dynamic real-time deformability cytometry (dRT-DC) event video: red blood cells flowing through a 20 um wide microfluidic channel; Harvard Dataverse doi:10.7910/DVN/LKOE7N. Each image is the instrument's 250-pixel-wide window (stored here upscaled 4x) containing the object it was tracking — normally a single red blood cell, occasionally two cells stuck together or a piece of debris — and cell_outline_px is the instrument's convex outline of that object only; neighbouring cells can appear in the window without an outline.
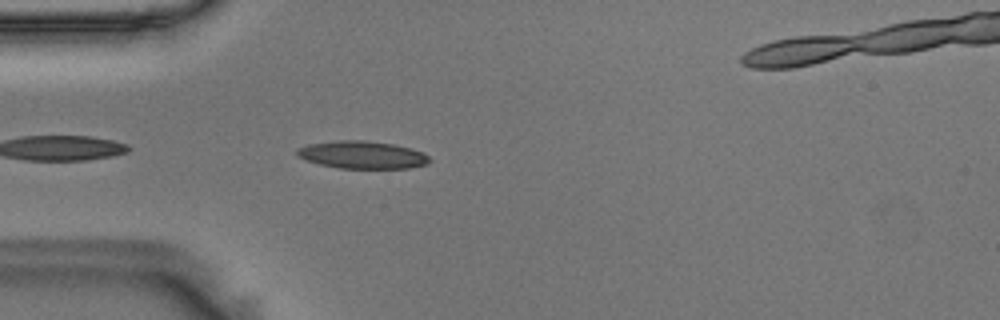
{"species": "Egyptian fruit bat (a non-hibernating species)", "species_latin": "Rousettus aegyptiacus", "temperature_condition": "room temperature", "stored_images_in_passage": 14, "camera_frame_rate_fps": 3000, "um_per_image_px": 0.085, "animal": {"sex": "male"}, "frame": {"image": 1, "passage_image": 3, "time_ms": 0.667, "image_size_px": [1000, 320], "cell_outline_px": [[432, 160], [428, 164], [408, 168], [340, 168], [320, 164], [304, 160], [296, 156], [296, 148], [308, 144], [340, 140], [364, 140], [392, 144], [412, 148], [424, 152]], "centroid_in_image_um": [30.79, 13.16], "position_along_channel_um": 54.2, "area_um2": 21.44}}
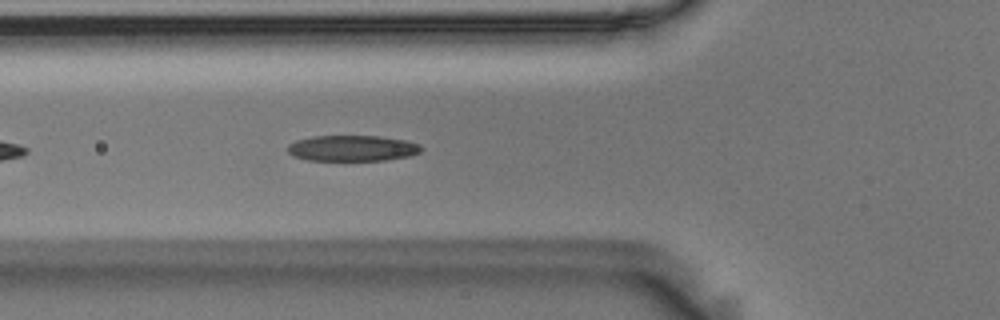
{"frame": {"image": 2, "passage_image": 7, "time_ms": 2.0, "image_size_px": [1000, 320], "cell_outline_px": [[424, 148], [420, 152], [408, 156], [384, 160], [308, 160], [292, 156], [288, 152], [288, 144], [296, 140], [312, 136], [380, 136], [404, 140], [420, 144]], "centroid_in_image_um": [29.93, 12.59], "position_along_channel_um": 95.9, "area_um2": 20.11}}